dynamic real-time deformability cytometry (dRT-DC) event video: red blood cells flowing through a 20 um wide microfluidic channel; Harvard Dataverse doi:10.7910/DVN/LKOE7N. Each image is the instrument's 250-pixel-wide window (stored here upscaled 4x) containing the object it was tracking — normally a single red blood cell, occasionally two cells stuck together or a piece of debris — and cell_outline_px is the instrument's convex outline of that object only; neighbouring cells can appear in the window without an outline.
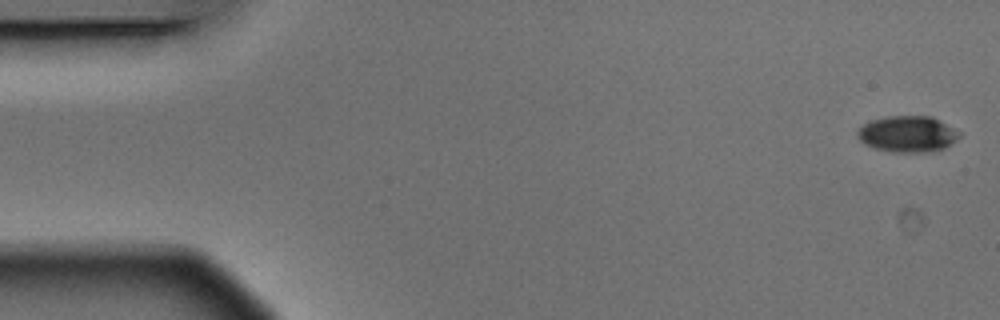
{"species": "Egyptian fruit bat (a non-hibernating species)", "species_latin": "Rousettus aegyptiacus", "temperature_condition": "warm", "stored_images_in_passage": 4, "camera_frame_rate_fps": 3000, "um_per_image_px": 0.085, "animal": {"sex": "male"}, "frame": {"image": 1, "passage_image": 1, "time_ms": 0.0, "image_size_px": [1000, 320], "cell_outline_px": [[960, 136], [956, 140], [944, 148], [932, 152], [892, 152], [876, 148], [864, 144], [856, 136], [856, 132], [864, 124], [872, 120], [888, 116], [932, 116], [960, 132]], "centroid_in_image_um": [77.14, 11.39], "position_along_channel_um": 7.9, "area_um2": 21.44}}
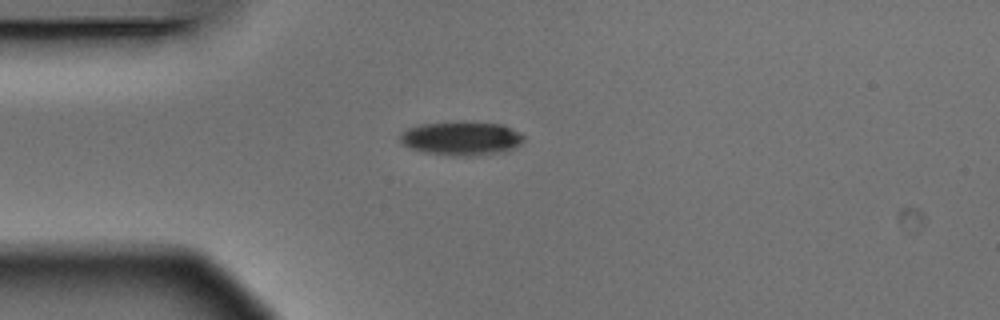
{"frame": {"image": 2, "passage_image": 4, "time_ms": 1.0, "image_size_px": [1000, 320], "cell_outline_px": [[524, 140], [520, 144], [504, 152], [476, 156], [452, 156], [424, 152], [400, 144], [400, 136], [408, 128], [420, 124], [500, 124], [520, 132], [524, 136]], "centroid_in_image_um": [39.22, 11.81], "position_along_channel_um": 45.8, "area_um2": 23.64}}